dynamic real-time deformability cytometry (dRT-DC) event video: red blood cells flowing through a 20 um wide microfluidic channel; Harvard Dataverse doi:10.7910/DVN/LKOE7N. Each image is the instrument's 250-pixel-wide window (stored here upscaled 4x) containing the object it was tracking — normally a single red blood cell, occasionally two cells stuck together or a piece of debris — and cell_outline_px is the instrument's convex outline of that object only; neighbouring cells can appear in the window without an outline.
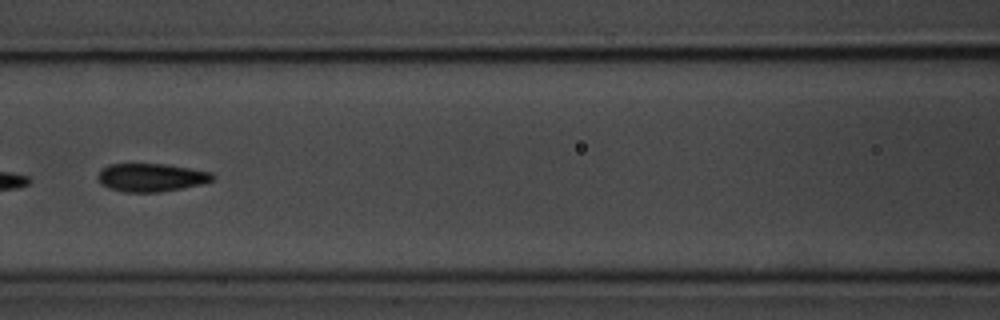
{"species": "common noctule bat (a hibernating species)", "species_latin": "Nyctalus noctula", "temperature_condition": "room temperature", "stored_images_in_passage": 10, "camera_frame_rate_fps": 3000, "um_per_image_px": 0.085, "animal": {"sex": "male", "body_mass_g": 20.1, "forearm_length_mm": 53.5}, "frame": {"image": 1, "passage_image": 7, "time_ms": 7.0, "image_size_px": [1000, 320], "cell_outline_px": [[216, 180], [204, 184], [160, 192], [124, 192], [108, 188], [100, 184], [96, 176], [100, 168], [108, 164], [168, 164], [212, 172], [216, 176]], "centroid_in_image_um": [12.86, 15.08], "position_along_channel_um": 153.7, "area_um2": 19.31}}